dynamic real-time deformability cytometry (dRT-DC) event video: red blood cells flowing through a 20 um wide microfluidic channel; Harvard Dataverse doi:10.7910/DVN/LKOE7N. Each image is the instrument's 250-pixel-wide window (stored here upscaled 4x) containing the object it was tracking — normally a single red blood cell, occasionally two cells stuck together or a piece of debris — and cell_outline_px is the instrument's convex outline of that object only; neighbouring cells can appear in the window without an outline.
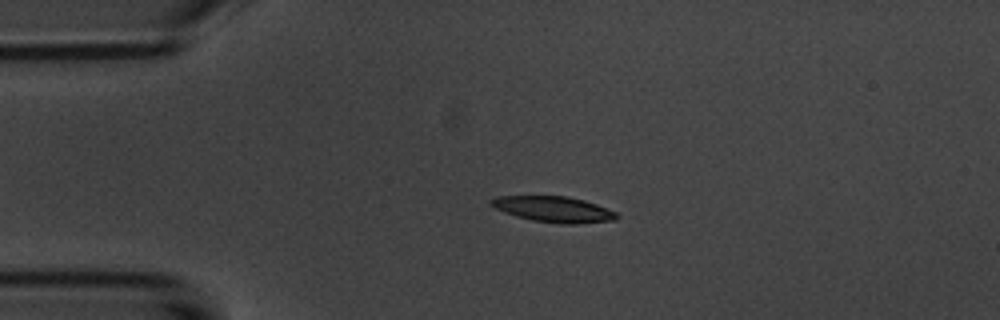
{"species": "common noctule bat (a hibernating species)", "species_latin": "Nyctalus noctula", "temperature_condition": "room temperature", "stored_images_in_passage": 2, "camera_frame_rate_fps": 3000, "um_per_image_px": 0.085, "animal": {"sex": "male", "body_mass_g": 20.1, "forearm_length_mm": 53.5}, "frame": {"image": 1, "passage_image": 1, "time_ms": 0.0, "image_size_px": [1000, 320], "cell_outline_px": [[620, 216], [616, 220], [576, 224], [560, 224], [532, 220], [516, 216], [504, 212], [488, 204], [488, 200], [496, 196], [568, 196], [584, 200], [596, 204], [616, 212]], "centroid_in_image_um": [47.05, 17.79], "position_along_channel_um": 37.9, "area_um2": 19.02}}